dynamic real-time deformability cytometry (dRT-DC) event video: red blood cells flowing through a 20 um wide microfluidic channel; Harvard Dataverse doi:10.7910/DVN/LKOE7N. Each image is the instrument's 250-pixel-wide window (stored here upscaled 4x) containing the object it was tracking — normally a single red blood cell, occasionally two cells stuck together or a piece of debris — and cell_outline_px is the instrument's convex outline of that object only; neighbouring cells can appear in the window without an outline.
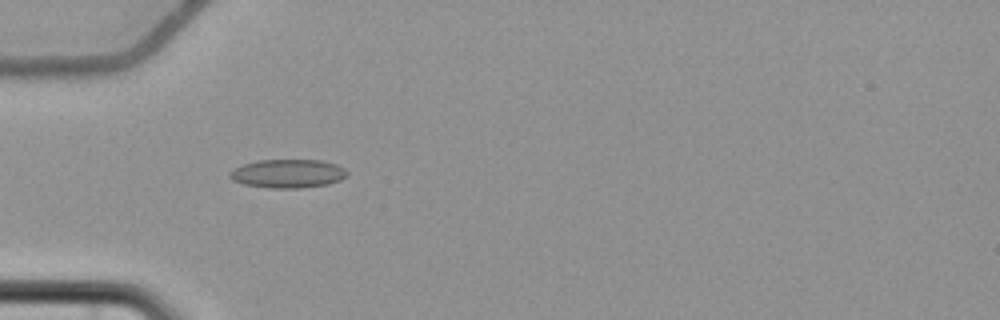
{"species": "common noctule bat (a hibernating species)", "species_latin": "Nyctalus noctula", "temperature_condition": "cold", "stored_images_in_passage": 57, "camera_frame_rate_fps": 3000, "um_per_image_px": 0.085, "animal": {"sex": "female", "body_mass_g": 22.7, "forearm_length_mm": 54.2}, "frame": {"image": 1, "passage_image": 19, "time_ms": 6.0, "image_size_px": [1000, 320], "cell_outline_px": [[348, 176], [340, 180], [328, 184], [300, 188], [268, 188], [244, 184], [232, 180], [228, 176], [228, 172], [244, 164], [256, 160], [320, 160], [336, 164], [344, 168], [348, 172]], "centroid_in_image_um": [24.47, 14.75], "position_along_channel_um": 60.5, "area_um2": 19.65}}
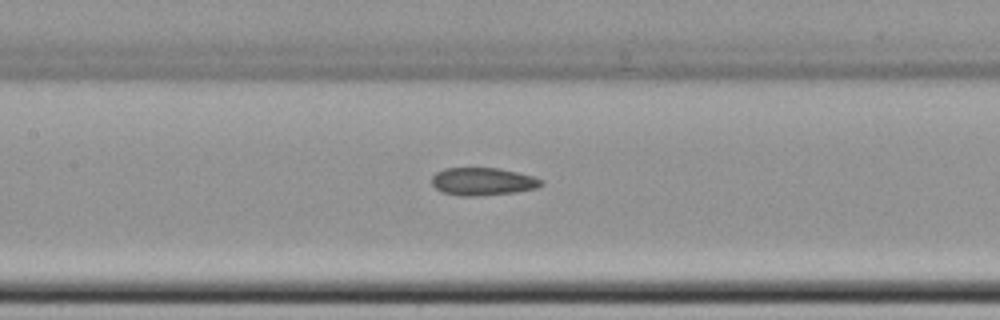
{"frame": {"image": 2, "passage_image": 28, "time_ms": 9.0, "image_size_px": [1000, 320], "cell_outline_px": [[544, 184], [536, 188], [516, 192], [480, 196], [460, 196], [444, 192], [436, 188], [432, 184], [432, 176], [436, 172], [444, 168], [500, 168], [532, 176], [544, 180]], "centroid_in_image_um": [41.05, 15.43], "position_along_channel_um": 166.4, "area_um2": 17.74}}
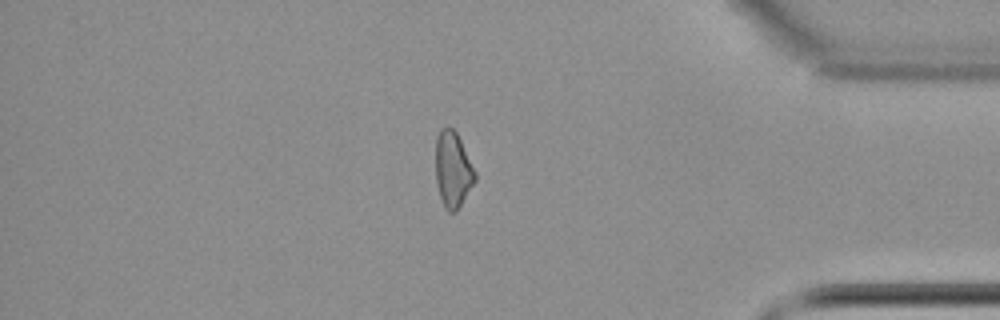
{"frame": {"image": 3, "passage_image": 49, "time_ms": 16.0, "image_size_px": [1000, 320], "cell_outline_px": [[476, 180], [456, 212], [448, 212], [444, 208], [436, 184], [436, 136], [440, 128], [452, 128], [456, 132], [476, 172]], "centroid_in_image_um": [38.48, 14.43], "position_along_channel_um": 396.7, "area_um2": 17.34}, "authors_computed_cell_mechanics": {"area_um2": 18.3804, "velocity_mm_per_s": 3.6984, "shape_relaxation_time_tau1_ms": null, "shape_relaxation_time_tau2_ms": 5.9777, "deformation_change_tau1": null, "deformation_change_tau2": 0.1336}}